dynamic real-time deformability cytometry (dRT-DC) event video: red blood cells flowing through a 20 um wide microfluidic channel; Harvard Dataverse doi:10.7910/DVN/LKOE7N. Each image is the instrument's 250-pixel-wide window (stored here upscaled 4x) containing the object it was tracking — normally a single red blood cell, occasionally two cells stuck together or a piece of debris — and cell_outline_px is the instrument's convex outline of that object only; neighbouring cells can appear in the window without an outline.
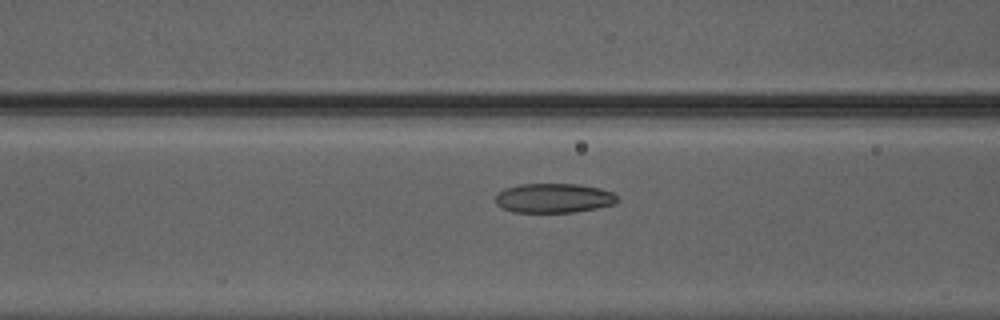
{"species": "Egyptian fruit bat (a non-hibernating species)", "species_latin": "Rousettus aegyptiacus", "temperature_condition": "warm", "stored_images_in_passage": 48, "camera_frame_rate_fps": 3000, "um_per_image_px": 0.085, "animal": {"sex": "male"}, "frame": {"image": 1, "passage_image": 20, "time_ms": 6.333, "image_size_px": [1000, 320], "cell_outline_px": [[620, 200], [616, 204], [596, 208], [572, 212], [512, 212], [496, 204], [496, 192], [504, 188], [520, 184], [580, 184], [600, 188], [612, 192]], "centroid_in_image_um": [47.07, 16.83], "position_along_channel_um": 119.5, "area_um2": 21.04}}
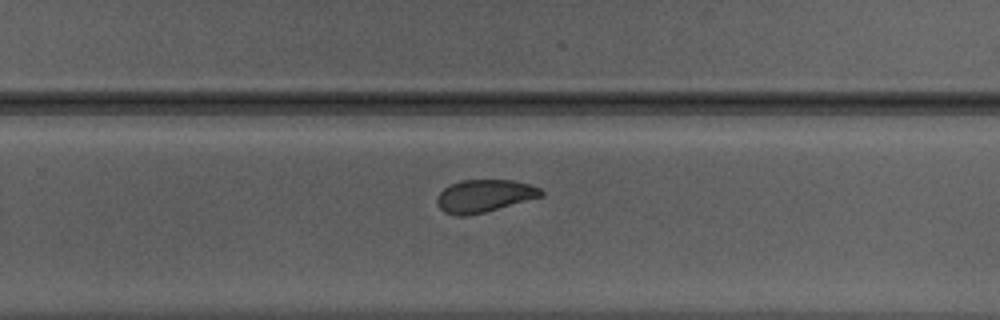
{"frame": {"image": 2, "passage_image": 32, "time_ms": 10.333, "image_size_px": [1000, 320], "cell_outline_px": [[544, 196], [484, 212], [468, 216], [456, 216], [444, 212], [436, 204], [436, 200], [440, 192], [444, 188], [460, 180], [512, 180], [528, 184], [540, 188], [544, 192]], "centroid_in_image_um": [41.15, 16.66], "position_along_channel_um": 288.6, "area_um2": 19.77}}
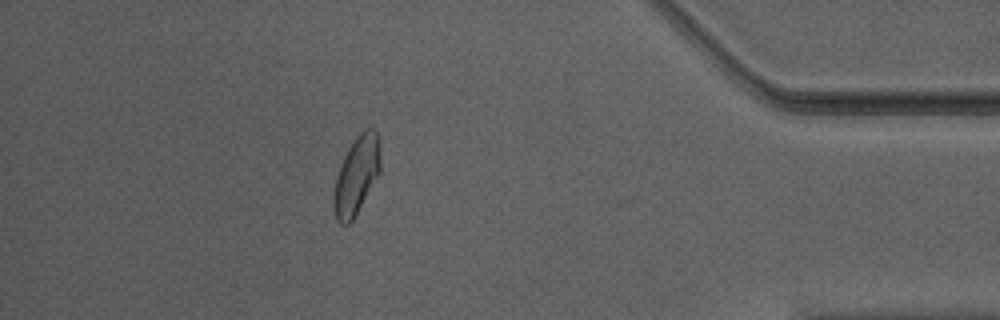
{"frame": {"image": 3, "passage_image": 43, "time_ms": 14.0, "image_size_px": [1000, 320], "cell_outline_px": [[380, 172], [352, 220], [348, 224], [340, 224], [336, 220], [332, 204], [332, 200], [336, 176], [340, 164], [352, 140], [364, 128], [372, 128], [376, 132], [380, 140]], "centroid_in_image_um": [30.29, 14.88], "position_along_channel_um": 404.9, "area_um2": 21.33}, "authors_computed_cell_mechanics": {"area_um2": 21.386, "velocity_mm_per_s": 4.2364, "shape_relaxation_time_tau1_ms": 5.916, "shape_relaxation_time_tau2_ms": 1.9681, "deformation_change_tau1": 0.1544, "deformation_change_tau2": 0.064}}